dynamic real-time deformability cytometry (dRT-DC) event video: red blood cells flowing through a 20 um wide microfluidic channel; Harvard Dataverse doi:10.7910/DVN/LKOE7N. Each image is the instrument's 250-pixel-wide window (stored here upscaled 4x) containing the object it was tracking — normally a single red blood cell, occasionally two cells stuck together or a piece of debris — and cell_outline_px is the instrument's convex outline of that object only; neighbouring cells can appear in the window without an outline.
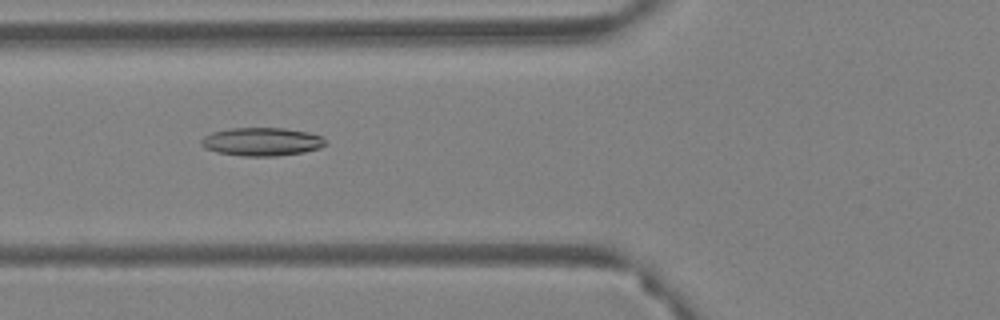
{"species": "Egyptian fruit bat (a non-hibernating species)", "species_latin": "Rousettus aegyptiacus", "temperature_condition": "warm", "stored_images_in_passage": 43, "camera_frame_rate_fps": 3000, "um_per_image_px": 0.085, "animal": {"sex": "female"}, "frame": {"image": 1, "passage_image": 7, "time_ms": 2.0, "image_size_px": [1000, 320], "cell_outline_px": [[328, 144], [320, 148], [304, 152], [276, 156], [244, 156], [216, 152], [204, 148], [200, 144], [200, 140], [204, 136], [212, 132], [232, 128], [284, 128], [308, 132], [320, 136]], "centroid_in_image_um": [22.24, 12.05], "position_along_channel_um": 103.6, "area_um2": 20.52}}
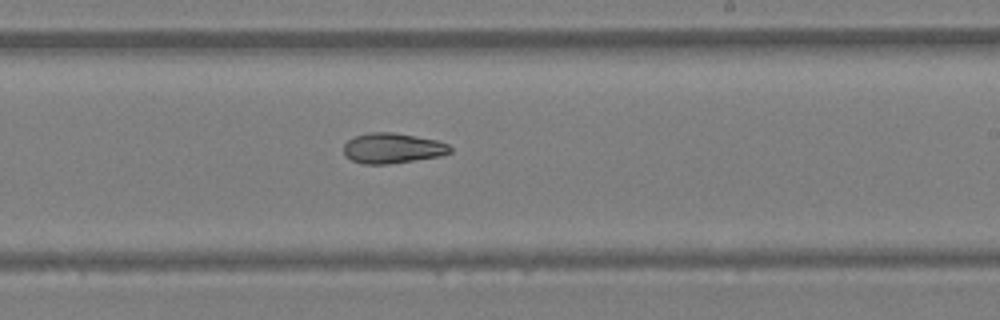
{"frame": {"image": 2, "passage_image": 20, "time_ms": 6.333, "image_size_px": [1000, 320], "cell_outline_px": [[452, 152], [440, 156], [388, 164], [364, 164], [352, 160], [344, 156], [344, 144], [348, 140], [356, 136], [368, 132], [392, 132], [416, 136], [436, 140], [448, 144], [452, 148]], "centroid_in_image_um": [33.36, 12.59], "position_along_channel_um": 255.6, "area_um2": 18.79}}
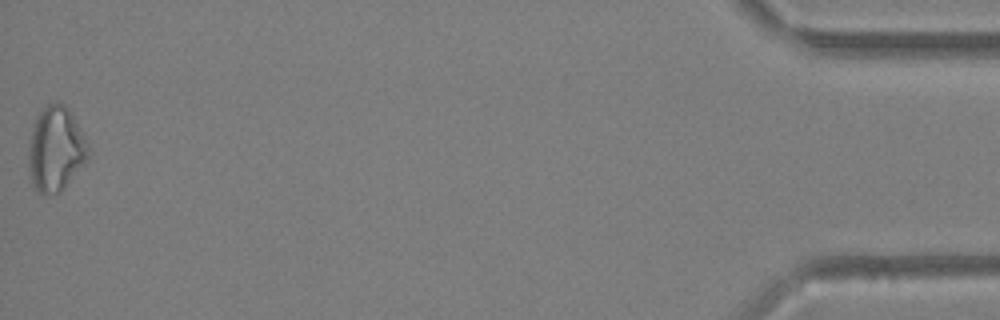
{"frame": {"image": 3, "passage_image": 43, "time_ms": 14.0, "image_size_px": [1000, 320], "cell_outline_px": [[88, 160], [60, 192], [44, 196], [32, 184], [28, 164], [28, 144], [36, 116], [48, 104], [56, 100], [64, 104], [72, 112], [88, 148]], "centroid_in_image_um": [4.71, 12.67], "position_along_channel_um": 430.5, "area_um2": 29.42}, "authors_computed_cell_mechanics": {"area_um2": 19.9988, "velocity_mm_per_s": 3.5145, "shape_relaxation_time_tau1_ms": null, "shape_relaxation_time_tau2_ms": 6.4332, "deformation_change_tau1": null, "deformation_change_tau2": 0.1342}}